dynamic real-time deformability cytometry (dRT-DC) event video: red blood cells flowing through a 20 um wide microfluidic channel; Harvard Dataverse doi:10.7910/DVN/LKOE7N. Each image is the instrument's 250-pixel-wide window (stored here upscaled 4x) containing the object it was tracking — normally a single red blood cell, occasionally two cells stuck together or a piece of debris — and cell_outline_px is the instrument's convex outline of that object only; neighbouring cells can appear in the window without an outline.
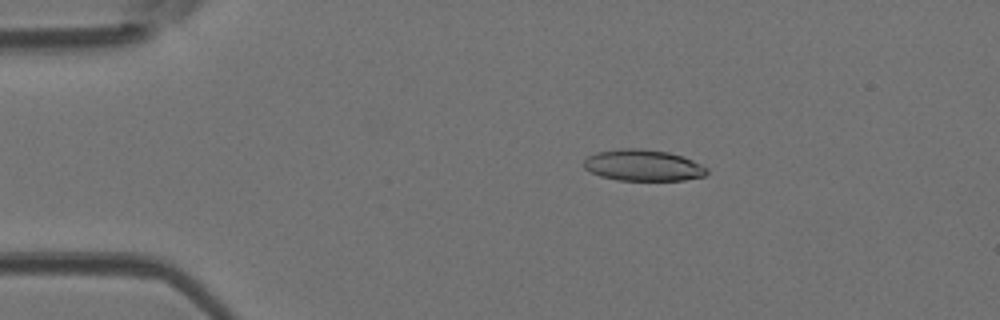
{"species": "Egyptian fruit bat (a non-hibernating species)", "species_latin": "Rousettus aegyptiacus", "temperature_condition": "room temperature", "stored_images_in_passage": 46, "camera_frame_rate_fps": 3000, "um_per_image_px": 0.085, "animal": {"sex": "female"}, "frame": {"image": 1, "passage_image": 8, "time_ms": 2.333, "image_size_px": [1000, 320], "cell_outline_px": [[708, 172], [704, 176], [684, 180], [616, 180], [600, 176], [584, 168], [584, 160], [588, 156], [596, 152], [620, 148], [640, 148], [668, 152], [692, 160], [708, 168]], "centroid_in_image_um": [54.64, 14.05], "position_along_channel_um": 30.4, "area_um2": 22.43}}
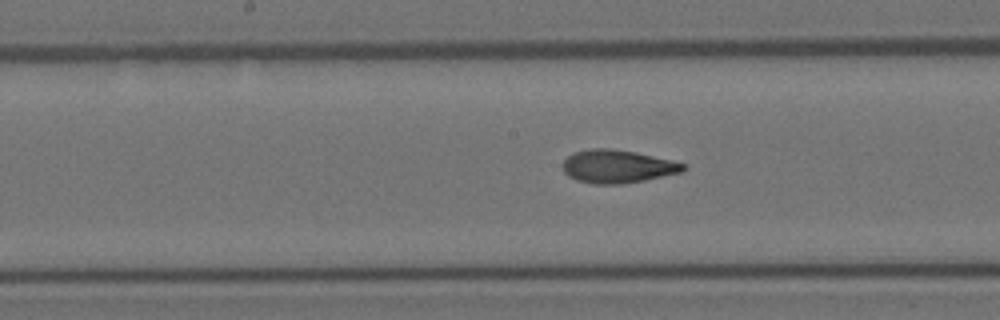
{"frame": {"image": 2, "passage_image": 24, "time_ms": 7.667, "image_size_px": [1000, 320], "cell_outline_px": [[688, 168], [680, 172], [644, 180], [620, 184], [592, 184], [576, 180], [568, 176], [564, 172], [564, 160], [572, 152], [592, 148], [608, 148], [636, 152], [672, 160], [688, 164]], "centroid_in_image_um": [52.49, 14.14], "position_along_channel_um": 195.7, "area_um2": 23.29}}
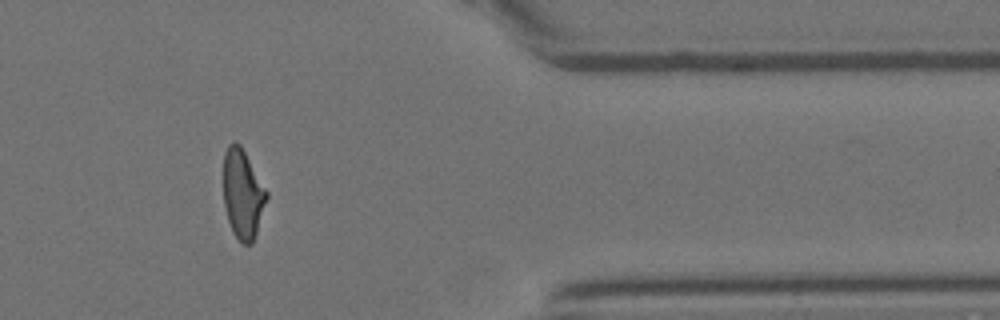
{"frame": {"image": 3, "passage_image": 40, "time_ms": 13.0, "image_size_px": [1000, 320], "cell_outline_px": [[268, 196], [252, 244], [244, 244], [232, 232], [224, 208], [224, 152], [228, 144], [232, 140], [236, 140], [240, 144], [268, 192]], "centroid_in_image_um": [20.62, 16.45], "position_along_channel_um": 390.8, "area_um2": 22.37}}